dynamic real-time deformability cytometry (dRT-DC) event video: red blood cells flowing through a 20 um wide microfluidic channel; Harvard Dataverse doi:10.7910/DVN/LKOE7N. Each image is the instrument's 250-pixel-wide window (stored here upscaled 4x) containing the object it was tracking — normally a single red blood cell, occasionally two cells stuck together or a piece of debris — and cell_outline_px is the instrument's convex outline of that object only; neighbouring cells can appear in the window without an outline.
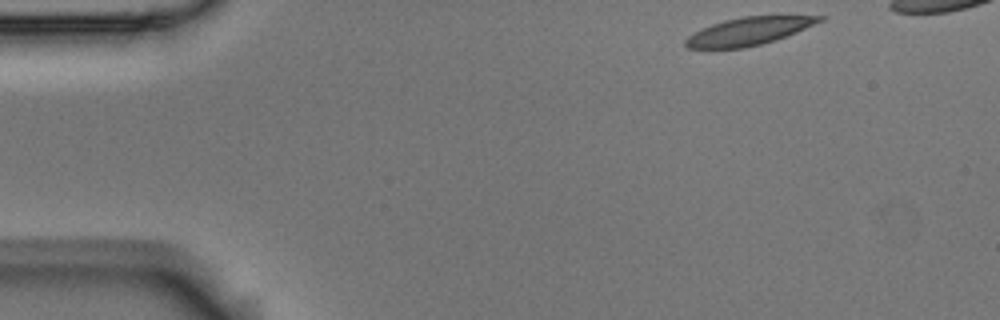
{"species": "Egyptian fruit bat (a non-hibernating species)", "species_latin": "Rousettus aegyptiacus", "temperature_condition": "room temperature", "stored_images_in_passage": 8, "camera_frame_rate_fps": 3000, "um_per_image_px": 0.085, "animal": {"sex": "male"}, "frame": {"image": 1, "passage_image": 1, "time_ms": 0.0, "image_size_px": [1000, 320], "cell_outline_px": [[828, 16], [824, 20], [796, 32], [776, 40], [744, 48], [688, 48], [684, 44], [684, 40], [688, 36], [712, 24], [724, 20], [744, 16]], "centroid_in_image_um": [63.65, 2.65], "position_along_channel_um": 21.3, "area_um2": 21.39}}
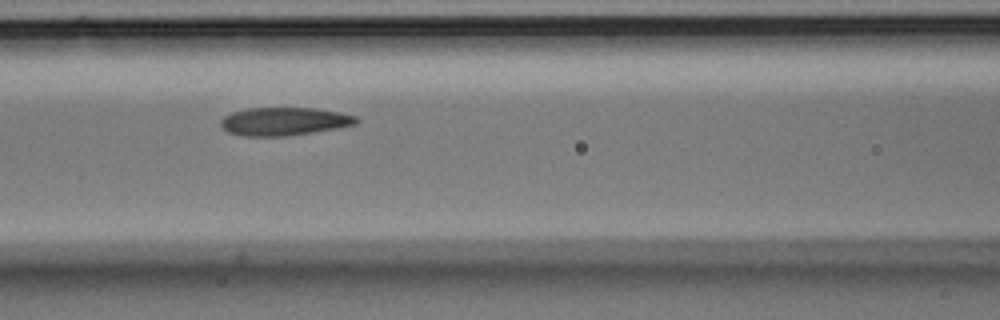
{"frame": {"image": 2, "passage_image": 6, "time_ms": 1.667, "image_size_px": [1000, 320], "cell_outline_px": [[360, 120], [356, 124], [336, 128], [312, 132], [284, 136], [240, 136], [228, 132], [220, 124], [220, 120], [224, 116], [232, 112], [248, 108], [316, 108], [340, 112], [356, 116]], "centroid_in_image_um": [24.14, 10.31], "position_along_channel_um": 142.5, "area_um2": 22.2}}
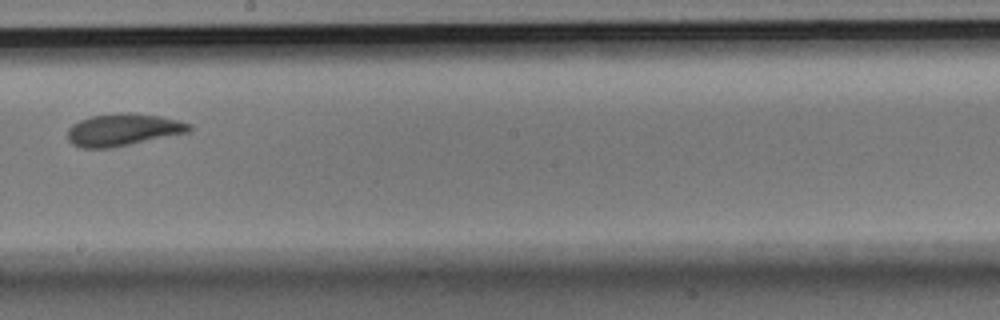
{"frame": {"image": 3, "passage_image": 8, "time_ms": 2.333, "image_size_px": [1000, 320], "cell_outline_px": [[192, 128], [188, 132], [112, 148], [80, 148], [72, 144], [68, 140], [68, 128], [72, 124], [80, 120], [92, 116], [120, 112], [128, 112], [160, 116], [180, 120], [192, 124]], "centroid_in_image_um": [10.45, 11.03], "position_along_channel_um": 237.7, "area_um2": 22.95}}